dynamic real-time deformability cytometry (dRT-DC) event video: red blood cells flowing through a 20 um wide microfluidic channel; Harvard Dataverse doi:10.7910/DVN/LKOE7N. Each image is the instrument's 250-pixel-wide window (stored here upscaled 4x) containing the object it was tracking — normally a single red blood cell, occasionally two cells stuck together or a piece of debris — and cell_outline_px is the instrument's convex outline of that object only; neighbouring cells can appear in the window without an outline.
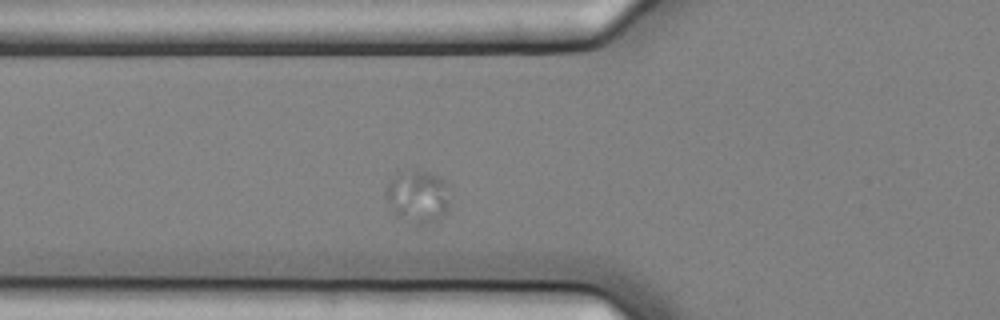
{"species": "common noctule bat (a hibernating species)", "species_latin": "Nyctalus noctula", "temperature_condition": "cold", "stored_images_in_passage": 3, "camera_frame_rate_fps": 3000, "um_per_image_px": 0.085, "animal": {"sex": "female", "body_mass_g": 25.1}, "frame": {"image": 1, "passage_image": 3, "time_ms": 0.667, "image_size_px": [1000, 320], "cell_outline_px": [[448, 212], [436, 220], [428, 224], [416, 224], [396, 216], [384, 196], [388, 184], [396, 176], [416, 172], [428, 172], [440, 176], [444, 180], [448, 200]], "centroid_in_image_um": [35.52, 16.77], "position_along_channel_um": 90.3, "area_um2": 18.96}}